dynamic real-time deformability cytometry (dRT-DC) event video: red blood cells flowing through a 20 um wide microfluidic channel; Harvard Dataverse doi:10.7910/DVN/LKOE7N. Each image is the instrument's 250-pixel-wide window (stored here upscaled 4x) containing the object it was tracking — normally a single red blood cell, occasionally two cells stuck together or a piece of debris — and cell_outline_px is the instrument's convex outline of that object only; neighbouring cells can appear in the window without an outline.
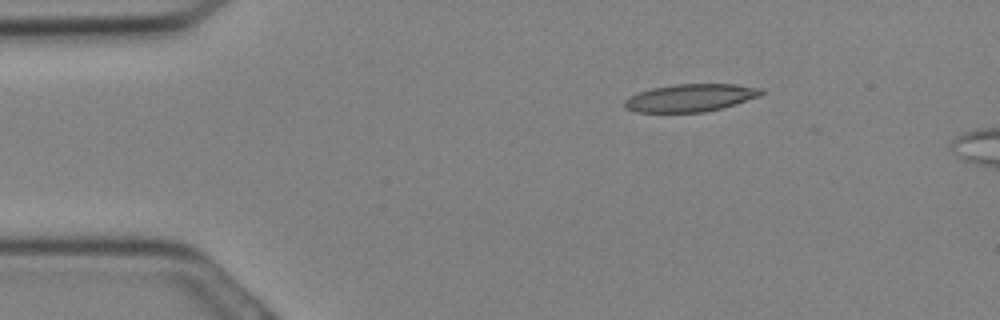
{"species": "Egyptian fruit bat (a non-hibernating species)", "species_latin": "Rousettus aegyptiacus", "temperature_condition": "cold", "stored_images_in_passage": 5, "camera_frame_rate_fps": 3000, "um_per_image_px": 0.085, "animal": {"sex": "female"}, "frame": {"image": 1, "passage_image": 1, "time_ms": 0.0, "image_size_px": [1000, 320], "cell_outline_px": [[764, 92], [760, 96], [736, 104], [704, 112], [636, 112], [624, 108], [624, 100], [640, 92], [652, 88], [676, 84], [736, 84], [764, 88]], "centroid_in_image_um": [58.73, 8.31], "position_along_channel_um": 26.3, "area_um2": 21.96}}